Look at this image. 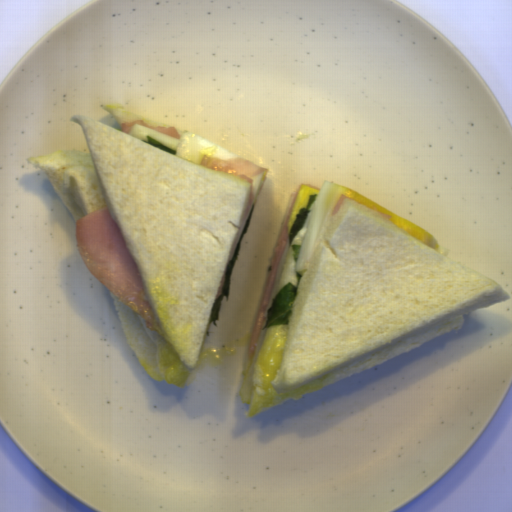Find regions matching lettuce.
I'll return each mask as SVG.
<instances>
[{
    "instance_id": "lettuce-1",
    "label": "lettuce",
    "mask_w": 512,
    "mask_h": 512,
    "mask_svg": "<svg viewBox=\"0 0 512 512\" xmlns=\"http://www.w3.org/2000/svg\"><path fill=\"white\" fill-rule=\"evenodd\" d=\"M302 277L303 274L298 272L297 284L293 285L288 282L285 286L280 288L275 297L272 298L271 306L267 309L266 323L263 330L272 325L289 324Z\"/></svg>"
},
{
    "instance_id": "lettuce-2",
    "label": "lettuce",
    "mask_w": 512,
    "mask_h": 512,
    "mask_svg": "<svg viewBox=\"0 0 512 512\" xmlns=\"http://www.w3.org/2000/svg\"><path fill=\"white\" fill-rule=\"evenodd\" d=\"M254 211H255V204L252 205V207L249 211V214L247 216V219L244 223V226H243L239 241L237 243L234 255H233L232 259L229 262H227V264H226L225 281H224L223 291H222V294L214 301L213 307L211 310V315H210L209 324L211 322H213L214 326H217L216 321L219 319V316H220L223 298L225 297L227 300H229V290H230V281H231L232 272H233L237 257L241 251L242 240L249 228Z\"/></svg>"
},
{
    "instance_id": "lettuce-3",
    "label": "lettuce",
    "mask_w": 512,
    "mask_h": 512,
    "mask_svg": "<svg viewBox=\"0 0 512 512\" xmlns=\"http://www.w3.org/2000/svg\"><path fill=\"white\" fill-rule=\"evenodd\" d=\"M319 195L317 194H311L308 197V201L306 204V207H301L299 209V213L295 215V220L290 228L289 232V243L291 245L292 240L297 236V234L300 232L302 227L305 225L308 219V215L311 212L310 207L312 204L317 201Z\"/></svg>"
},
{
    "instance_id": "lettuce-4",
    "label": "lettuce",
    "mask_w": 512,
    "mask_h": 512,
    "mask_svg": "<svg viewBox=\"0 0 512 512\" xmlns=\"http://www.w3.org/2000/svg\"><path fill=\"white\" fill-rule=\"evenodd\" d=\"M146 139L147 140H141V141H143L144 143H146L148 145H151V146H153L155 148H158V149H160L162 151H165V152H167L169 154L177 156V151L172 150V149L162 145L161 143H159L156 140H154L153 138H151L149 135H146Z\"/></svg>"
},
{
    "instance_id": "lettuce-5",
    "label": "lettuce",
    "mask_w": 512,
    "mask_h": 512,
    "mask_svg": "<svg viewBox=\"0 0 512 512\" xmlns=\"http://www.w3.org/2000/svg\"><path fill=\"white\" fill-rule=\"evenodd\" d=\"M301 248H302V245L292 244L293 259H294L295 263L299 259Z\"/></svg>"
}]
</instances>
